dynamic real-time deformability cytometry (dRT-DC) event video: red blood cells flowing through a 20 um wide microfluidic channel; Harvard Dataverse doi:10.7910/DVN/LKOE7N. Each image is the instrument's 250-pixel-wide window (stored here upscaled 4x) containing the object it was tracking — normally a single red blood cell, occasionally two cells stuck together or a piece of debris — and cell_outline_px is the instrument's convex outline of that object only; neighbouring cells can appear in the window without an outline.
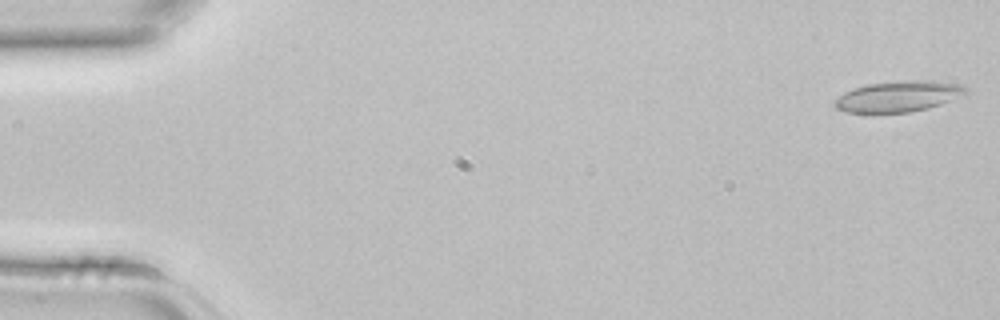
{"species": "common noctule bat (a hibernating species)", "species_latin": "Nyctalus noctula", "temperature_condition": "room temperature", "stored_images_in_passage": 4, "camera_frame_rate_fps": 3000, "um_per_image_px": 0.085, "animal": {"sex": "female", "body_mass_g": 22.7, "forearm_length_mm": 54.2}, "frame": {"image": 1, "passage_image": 1, "time_ms": 0.0, "image_size_px": [1000, 320], "cell_outline_px": [[968, 92], [952, 100], [928, 108], [908, 112], [848, 112], [836, 108], [832, 104], [832, 100], [844, 92], [852, 88], [868, 84], [900, 80], [932, 80], [956, 84], [968, 88]], "centroid_in_image_um": [76.32, 8.18], "position_along_channel_um": 8.7, "area_um2": 23.58}}
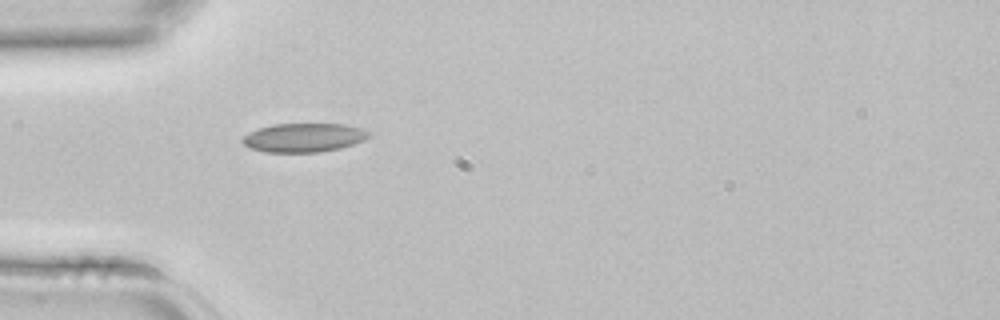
{"frame": {"image": 2, "passage_image": 4, "time_ms": 1.0, "image_size_px": [1000, 320], "cell_outline_px": [[372, 136], [364, 140], [340, 148], [320, 152], [264, 152], [248, 148], [240, 140], [248, 132], [272, 124], [344, 124], [360, 128], [372, 132]], "centroid_in_image_um": [25.82, 11.7], "position_along_channel_um": 59.2, "area_um2": 21.39}}